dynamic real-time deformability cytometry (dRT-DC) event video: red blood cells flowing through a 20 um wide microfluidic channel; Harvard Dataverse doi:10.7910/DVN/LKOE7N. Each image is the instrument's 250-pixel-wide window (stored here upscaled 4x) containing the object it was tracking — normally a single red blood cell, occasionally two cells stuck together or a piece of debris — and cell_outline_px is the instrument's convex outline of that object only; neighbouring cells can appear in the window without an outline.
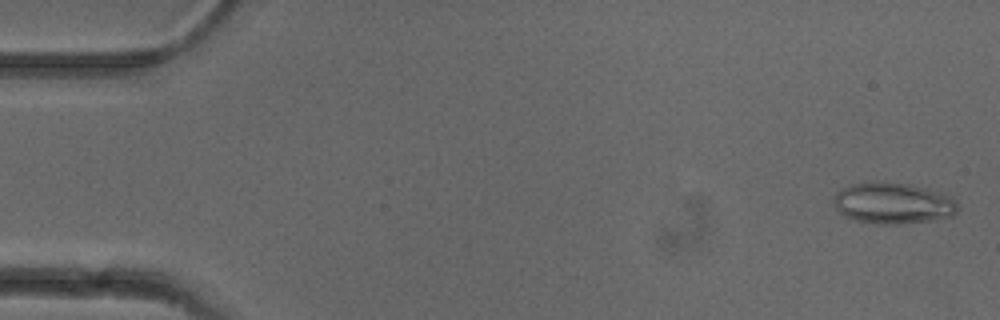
{"species": "common noctule bat (a hibernating species)", "species_latin": "Nyctalus noctula", "temperature_condition": "cold", "stored_images_in_passage": 52, "camera_frame_rate_fps": 3000, "um_per_image_px": 0.085, "animal": {"sex": "female"}, "frame": {"image": 1, "passage_image": 2, "time_ms": 0.333, "image_size_px": [1000, 320], "cell_outline_px": [[956, 216], [900, 224], [876, 224], [856, 220], [844, 216], [836, 208], [832, 200], [832, 196], [840, 188], [848, 184], [872, 180], [912, 184], [952, 196], [956, 200]], "centroid_in_image_um": [75.85, 17.24], "position_along_channel_um": 9.1, "area_um2": 30.35}}
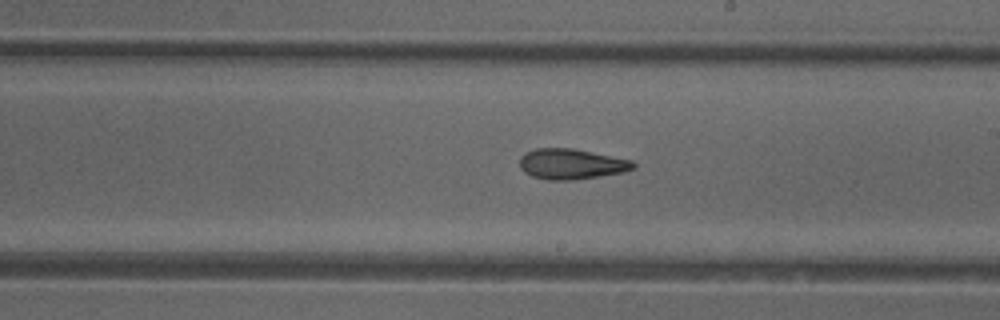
{"frame": {"image": 2, "passage_image": 30, "time_ms": 9.667, "image_size_px": [1000, 320], "cell_outline_px": [[636, 168], [624, 172], [600, 176], [572, 180], [548, 180], [532, 176], [524, 172], [520, 168], [520, 156], [524, 152], [536, 148], [572, 148], [632, 160], [636, 164]], "centroid_in_image_um": [48.56, 13.94], "position_along_channel_um": 240.4, "area_um2": 20.29}}
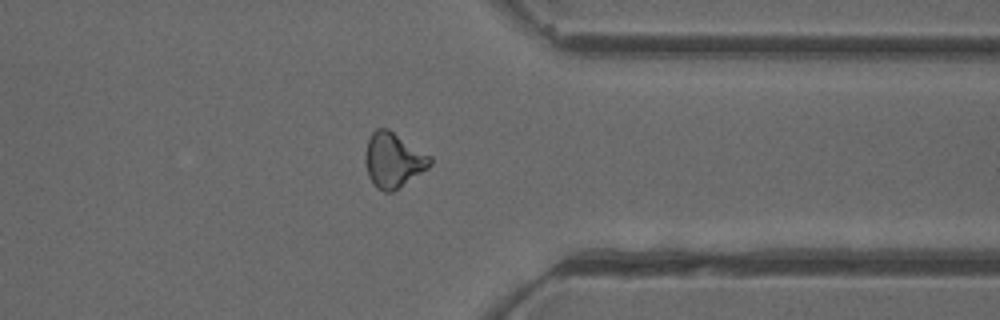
{"frame": {"image": 3, "passage_image": 41, "time_ms": 13.333, "image_size_px": [1000, 320], "cell_outline_px": [[432, 164], [428, 168], [392, 192], [384, 192], [376, 188], [372, 184], [368, 176], [364, 160], [364, 152], [368, 140], [372, 132], [376, 128], [388, 128], [432, 156]], "centroid_in_image_um": [33.41, 13.6], "position_along_channel_um": 378.0, "area_um2": 20.98}, "authors_computed_cell_mechanics": {"area_um2": 20.8947, "velocity_mm_per_s": 3.9367, "shape_relaxation_time_tau1_ms": null, "shape_relaxation_time_tau2_ms": 4.3081, "deformation_change_tau1": null, "deformation_change_tau2": 0.1248}}